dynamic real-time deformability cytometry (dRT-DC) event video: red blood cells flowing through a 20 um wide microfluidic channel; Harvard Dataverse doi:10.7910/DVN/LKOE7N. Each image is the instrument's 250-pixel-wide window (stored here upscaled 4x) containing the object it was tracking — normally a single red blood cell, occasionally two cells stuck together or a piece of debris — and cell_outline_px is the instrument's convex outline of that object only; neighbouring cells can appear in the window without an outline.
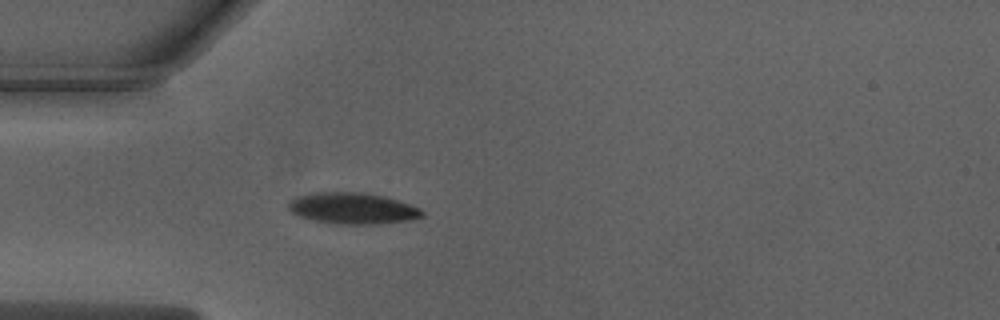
{"species": "Egyptian fruit bat (a non-hibernating species)", "species_latin": "Rousettus aegyptiacus", "temperature_condition": "warm", "stored_images_in_passage": 37, "camera_frame_rate_fps": 3000, "um_per_image_px": 0.085, "animal": {"sex": "male"}, "frame": {"image": 1, "passage_image": 1, "time_ms": 0.0, "image_size_px": [1000, 320], "cell_outline_px": [[424, 216], [412, 220], [376, 224], [332, 224], [312, 220], [300, 216], [292, 212], [288, 208], [288, 204], [292, 200], [300, 196], [312, 192], [364, 192], [384, 196], [420, 208], [424, 212]], "centroid_in_image_um": [29.99, 17.71], "position_along_channel_um": 55.0, "area_um2": 24.39}}
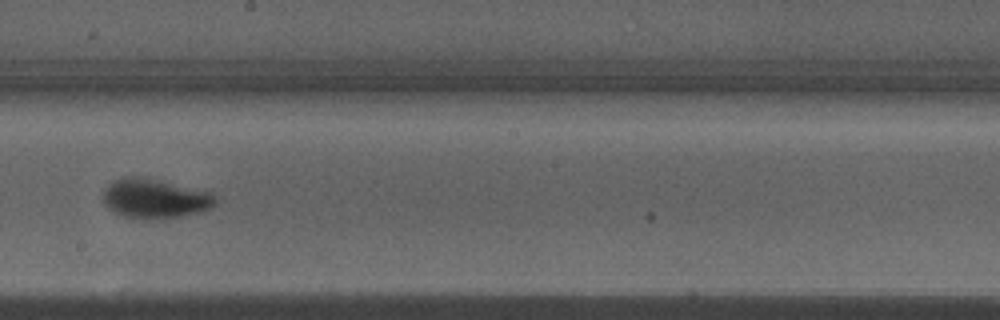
{"frame": {"image": 2, "passage_image": 15, "time_ms": 4.667, "image_size_px": [1000, 320], "cell_outline_px": [[216, 204], [200, 212], [180, 216], [152, 220], [144, 220], [124, 216], [108, 208], [104, 204], [104, 192], [108, 184], [120, 176], [144, 176], [208, 192], [216, 196]], "centroid_in_image_um": [13.13, 16.87], "position_along_channel_um": 235.1, "area_um2": 25.89}}
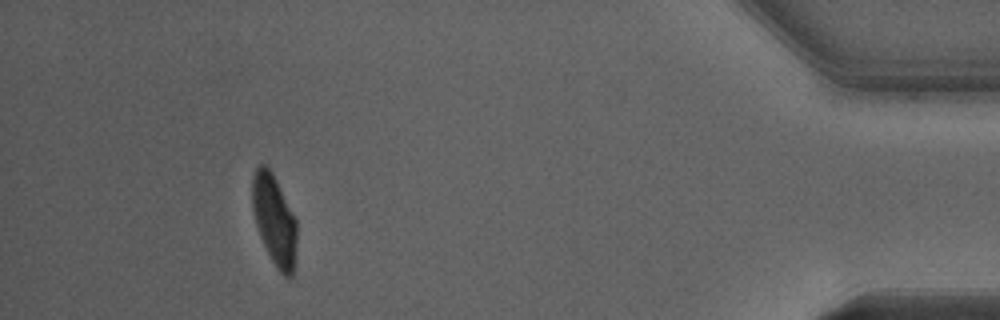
{"frame": {"image": 3, "passage_image": 33, "time_ms": 10.667, "image_size_px": [1000, 320], "cell_outline_px": [[296, 264], [292, 276], [284, 276], [276, 268], [260, 236], [256, 224], [252, 208], [252, 180], [256, 168], [260, 164], [268, 164], [296, 220]], "centroid_in_image_um": [23.32, 18.71], "position_along_channel_um": 411.9, "area_um2": 23.35}, "authors_computed_cell_mechanics": {"area_um2": 24.7962, "velocity_mm_per_s": 3.9996, "shape_relaxation_time_tau1_ms": 2.2221, "shape_relaxation_time_tau2_ms": null, "deformation_change_tau1": 0.1847, "deformation_change_tau2": null}}